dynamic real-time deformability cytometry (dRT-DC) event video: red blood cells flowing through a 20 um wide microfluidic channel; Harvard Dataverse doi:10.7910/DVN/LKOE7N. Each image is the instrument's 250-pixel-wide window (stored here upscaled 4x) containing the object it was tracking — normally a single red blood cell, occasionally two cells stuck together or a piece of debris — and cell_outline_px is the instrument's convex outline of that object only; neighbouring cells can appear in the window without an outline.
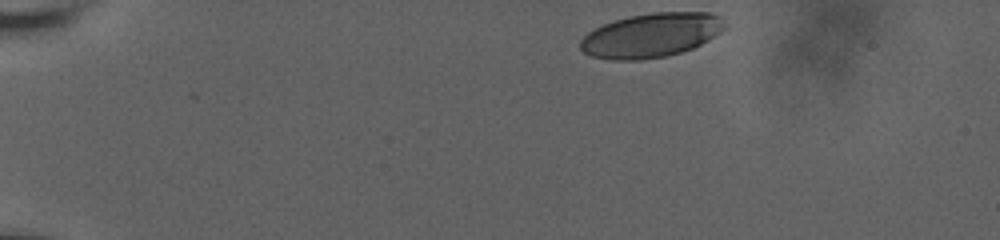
{"species": "human", "species_latin": "Homo sapiens", "temperature_condition": "room temperature", "stored_images_in_passage": 21, "camera_frame_rate_fps": 3000, "um_per_image_px": 0.085, "donor": {"sex": "male"}, "frame": {"image": 1, "passage_image": 1, "time_ms": 0.0, "image_size_px": [1000, 240], "cell_outline_px": [[728, 28], [708, 40], [692, 48], [680, 52], [664, 56], [640, 60], [612, 60], [592, 56], [584, 52], [580, 48], [580, 40], [588, 32], [604, 24], [628, 16], [652, 12], [712, 12], [724, 16]], "centroid_in_image_um": [55.42, 2.97], "position_along_channel_um": 29.6, "area_um2": 37.45}}
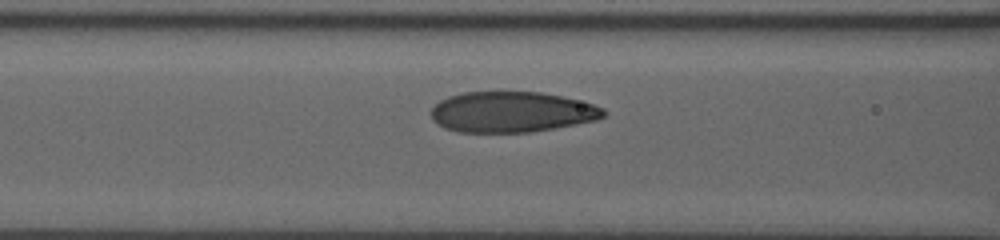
{"frame": {"image": 2, "passage_image": 15, "time_ms": 5.333, "image_size_px": [1000, 240], "cell_outline_px": [[604, 116], [596, 120], [576, 124], [528, 132], [460, 132], [444, 128], [436, 124], [432, 120], [432, 108], [440, 100], [448, 96], [464, 92], [540, 92], [560, 96], [592, 104], [604, 108]], "centroid_in_image_um": [43.45, 9.52], "position_along_channel_um": 123.2, "area_um2": 40.58}}
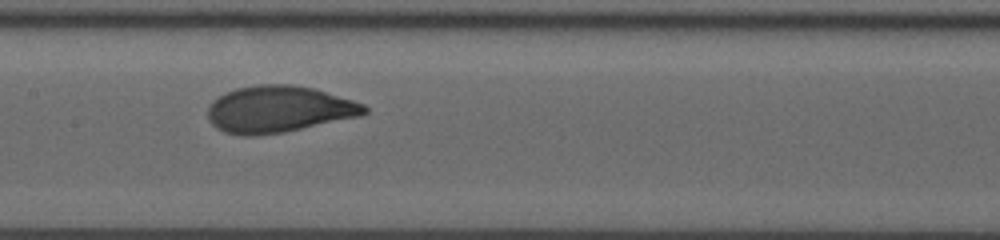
{"frame": {"image": 3, "passage_image": 20, "time_ms": 7.0, "image_size_px": [1000, 240], "cell_outline_px": [[368, 112], [360, 116], [284, 132], [252, 136], [244, 136], [224, 132], [216, 128], [208, 120], [208, 104], [212, 100], [236, 88], [256, 84], [292, 84], [312, 88], [352, 100], [364, 104], [368, 108]], "centroid_in_image_um": [23.66, 9.29], "position_along_channel_um": 183.7, "area_um2": 42.54}}